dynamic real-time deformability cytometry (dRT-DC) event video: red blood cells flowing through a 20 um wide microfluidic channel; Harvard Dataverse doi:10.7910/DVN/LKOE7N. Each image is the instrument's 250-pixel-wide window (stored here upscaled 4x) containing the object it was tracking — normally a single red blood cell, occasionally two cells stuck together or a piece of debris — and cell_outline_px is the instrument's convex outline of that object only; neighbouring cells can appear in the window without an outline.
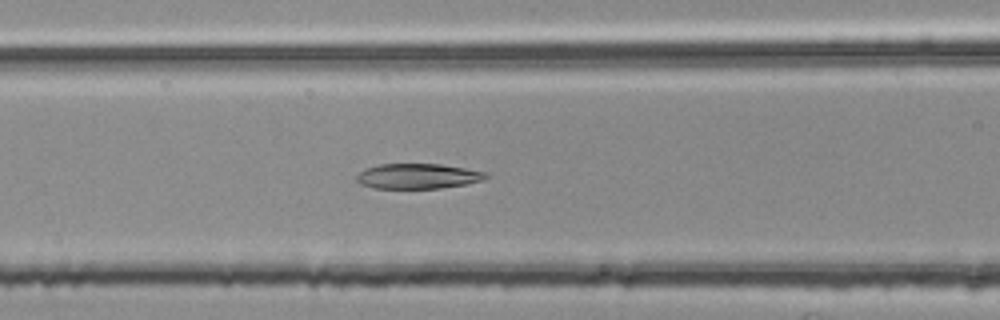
{"species": "common noctule bat (a hibernating species)", "species_latin": "Nyctalus noctula", "temperature_condition": "room temperature", "stored_images_in_passage": 37, "segment_of_instrument_passage": [2, 2], "camera_frame_rate_fps": 3000, "um_per_image_px": 0.085, "animal": {"sex": "female", "body_mass_g": 25.1}, "frame": {"image": 1, "passage_image": 18, "time_ms": 5.667, "image_size_px": [1000, 320], "cell_outline_px": [[488, 176], [484, 180], [464, 184], [440, 188], [376, 188], [360, 184], [356, 180], [356, 176], [364, 168], [380, 164], [440, 164], [488, 172]], "centroid_in_image_um": [35.51, 14.97], "position_along_channel_um": 131.1, "area_um2": 18.9}}
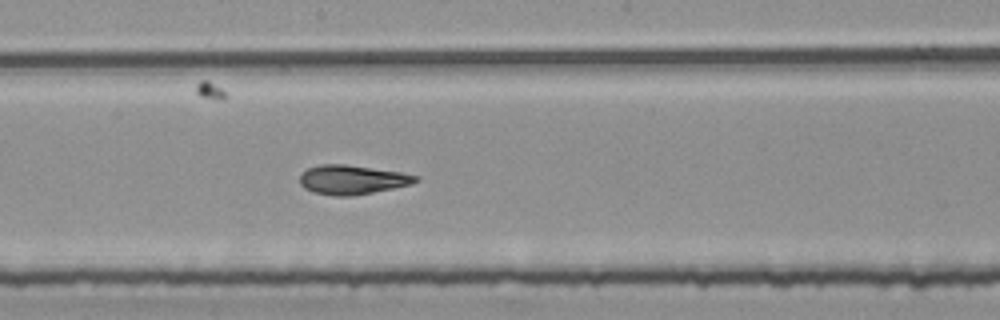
{"frame": {"image": 2, "passage_image": 25, "time_ms": 8.0, "image_size_px": [1000, 320], "cell_outline_px": [[420, 180], [408, 184], [392, 188], [352, 196], [332, 196], [312, 192], [304, 188], [300, 184], [300, 176], [308, 168], [320, 164], [344, 164], [400, 172], [420, 176]], "centroid_in_image_um": [29.9, 15.28], "position_along_channel_um": 218.3, "area_um2": 19.59}}
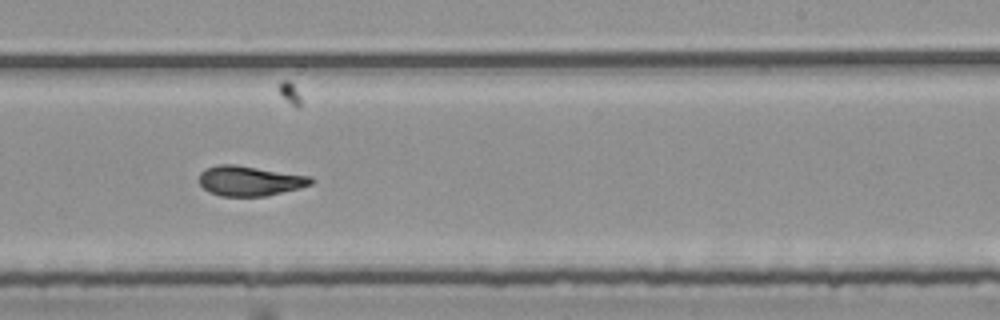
{"frame": {"image": 3, "passage_image": 29, "time_ms": 9.333, "image_size_px": [1000, 320], "cell_outline_px": [[316, 180], [312, 184], [300, 188], [268, 196], [220, 196], [208, 192], [200, 184], [200, 172], [204, 168], [220, 164], [236, 164], [312, 176]], "centroid_in_image_um": [21.26, 15.37], "position_along_channel_um": 267.7, "area_um2": 19.88}}